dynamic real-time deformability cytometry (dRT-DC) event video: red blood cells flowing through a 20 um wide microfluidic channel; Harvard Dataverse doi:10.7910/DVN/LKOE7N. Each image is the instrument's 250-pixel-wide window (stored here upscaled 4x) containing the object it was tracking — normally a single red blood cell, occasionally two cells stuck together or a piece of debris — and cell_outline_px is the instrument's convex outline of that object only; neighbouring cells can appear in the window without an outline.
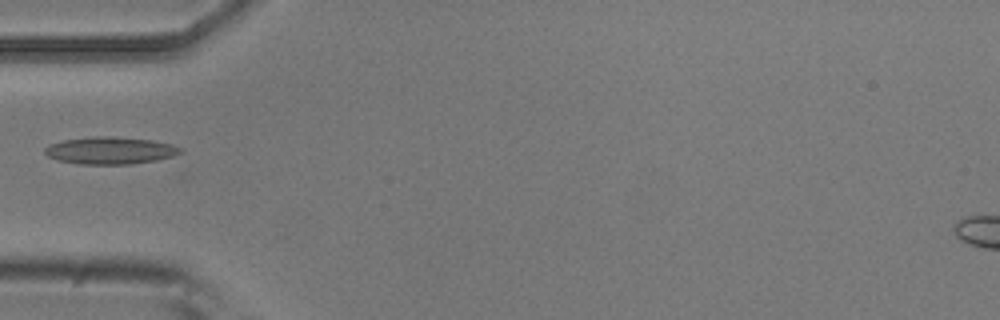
{"species": "common noctule bat (a hibernating species)", "species_latin": "Nyctalus noctula", "temperature_condition": "room temperature", "stored_images_in_passage": 27, "camera_frame_rate_fps": 3000, "um_per_image_px": 0.085, "animal": {"sex": "male", "body_mass_g": 20.5, "forearm_length_mm": 52.5}, "frame": {"image": 1, "passage_image": 1, "time_ms": 0.0, "image_size_px": [1000, 320], "cell_outline_px": [[184, 152], [172, 156], [156, 160], [132, 164], [80, 164], [60, 160], [48, 156], [44, 152], [44, 148], [48, 144], [64, 140], [96, 136], [112, 136], [152, 140], [172, 144], [184, 148]], "centroid_in_image_um": [9.41, 12.79], "position_along_channel_um": 75.6, "area_um2": 21.56}}
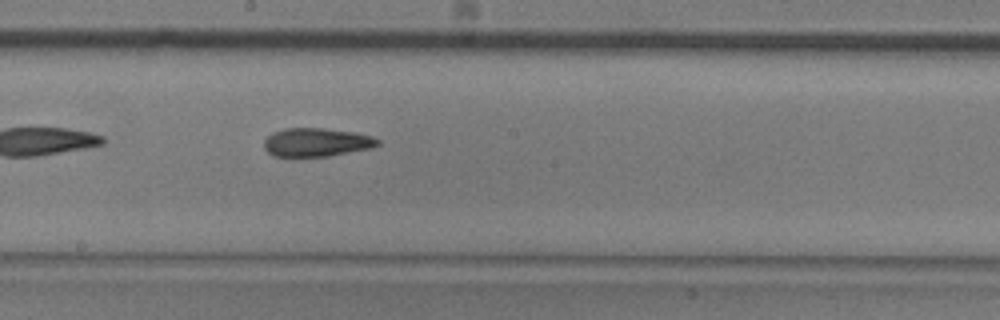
{"frame": {"image": 2, "passage_image": 12, "time_ms": 3.667, "image_size_px": [1000, 320], "cell_outline_px": [[380, 144], [372, 148], [328, 156], [272, 156], [264, 148], [264, 140], [272, 132], [284, 128], [324, 128], [356, 132], [372, 136], [380, 140]], "centroid_in_image_um": [26.91, 12.08], "position_along_channel_um": 221.3, "area_um2": 19.02}}
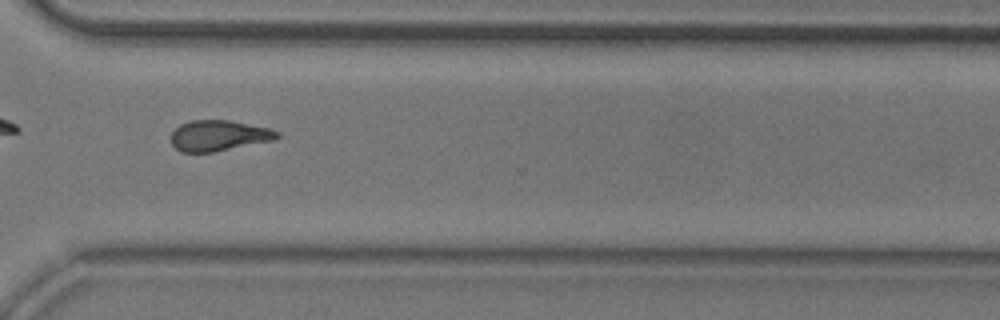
{"frame": {"image": 3, "passage_image": 22, "time_ms": 7.0, "image_size_px": [1000, 320], "cell_outline_px": [[280, 136], [272, 140], [212, 152], [180, 152], [172, 144], [172, 132], [180, 124], [192, 120], [228, 120], [268, 128], [280, 132]], "centroid_in_image_um": [18.57, 11.52], "position_along_channel_um": 352.0, "area_um2": 18.67}}